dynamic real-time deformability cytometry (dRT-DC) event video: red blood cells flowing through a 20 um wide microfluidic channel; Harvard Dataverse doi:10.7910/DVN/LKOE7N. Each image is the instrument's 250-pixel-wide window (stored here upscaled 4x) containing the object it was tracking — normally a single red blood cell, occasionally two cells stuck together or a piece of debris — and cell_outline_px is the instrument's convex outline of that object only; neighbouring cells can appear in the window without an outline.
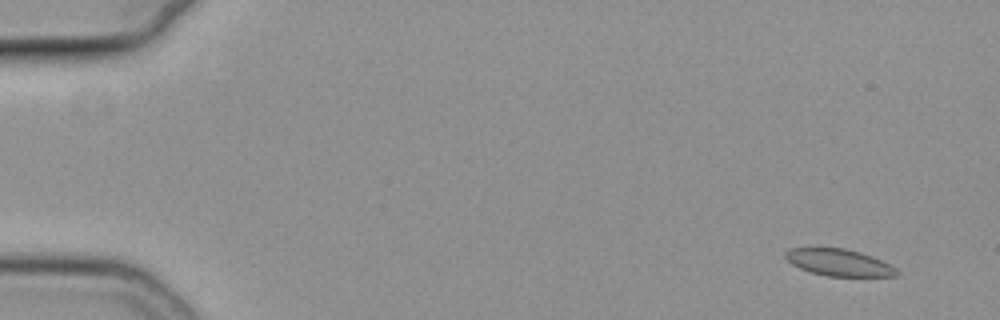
{"species": "common noctule bat (a hibernating species)", "species_latin": "Nyctalus noctula", "temperature_condition": "cold", "stored_images_in_passage": 15, "camera_frame_rate_fps": 3000, "um_per_image_px": 0.085, "animal": {"sex": "female", "body_mass_g": 19.3, "forearm_length_mm": 54.1}, "frame": {"image": 1, "passage_image": 1, "time_ms": 0.0, "image_size_px": [1000, 320], "cell_outline_px": [[900, 276], [828, 276], [812, 272], [800, 268], [792, 264], [784, 256], [784, 252], [788, 248], [844, 248], [860, 252], [872, 256], [896, 268], [900, 272]], "centroid_in_image_um": [71.31, 22.31], "position_along_channel_um": 13.7, "area_um2": 17.34}}
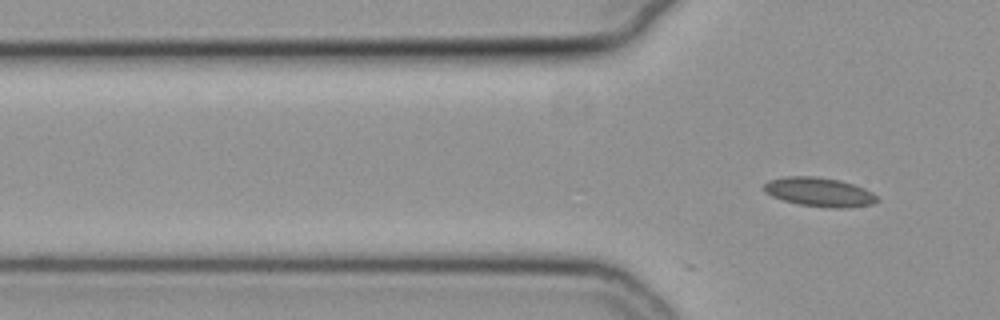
{"frame": {"image": 2, "passage_image": 15, "time_ms": 4.667, "image_size_px": [1000, 320], "cell_outline_px": [[880, 200], [872, 204], [844, 208], [832, 208], [800, 204], [784, 200], [772, 196], [764, 192], [764, 184], [768, 180], [784, 176], [816, 176], [840, 180], [864, 188], [872, 192]], "centroid_in_image_um": [69.63, 16.31], "position_along_channel_um": 56.2, "area_um2": 19.13}}